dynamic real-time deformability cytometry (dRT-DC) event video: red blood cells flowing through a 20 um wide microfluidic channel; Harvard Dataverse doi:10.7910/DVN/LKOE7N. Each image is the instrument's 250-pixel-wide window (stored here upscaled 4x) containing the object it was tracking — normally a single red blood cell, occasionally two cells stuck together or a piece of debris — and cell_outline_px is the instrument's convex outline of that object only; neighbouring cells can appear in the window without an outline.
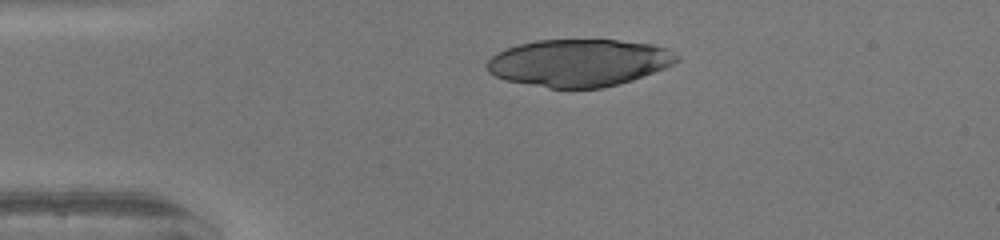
{"species": "human", "species_latin": "Homo sapiens", "temperature_condition": "warm", "stored_images_in_passage": 31, "camera_frame_rate_fps": 3000, "um_per_image_px": 0.085, "donor": {"sex": "female"}, "frame": {"image": 1, "passage_image": 1, "time_ms": 0.0, "image_size_px": [1000, 240], "cell_outline_px": [[680, 60], [664, 68], [632, 80], [600, 88], [548, 88], [504, 80], [488, 72], [488, 60], [492, 56], [508, 48], [520, 44], [536, 40], [616, 40], [652, 44], [668, 48], [680, 56]], "centroid_in_image_um": [49.24, 5.33], "position_along_channel_um": 35.8, "area_um2": 52.08}}